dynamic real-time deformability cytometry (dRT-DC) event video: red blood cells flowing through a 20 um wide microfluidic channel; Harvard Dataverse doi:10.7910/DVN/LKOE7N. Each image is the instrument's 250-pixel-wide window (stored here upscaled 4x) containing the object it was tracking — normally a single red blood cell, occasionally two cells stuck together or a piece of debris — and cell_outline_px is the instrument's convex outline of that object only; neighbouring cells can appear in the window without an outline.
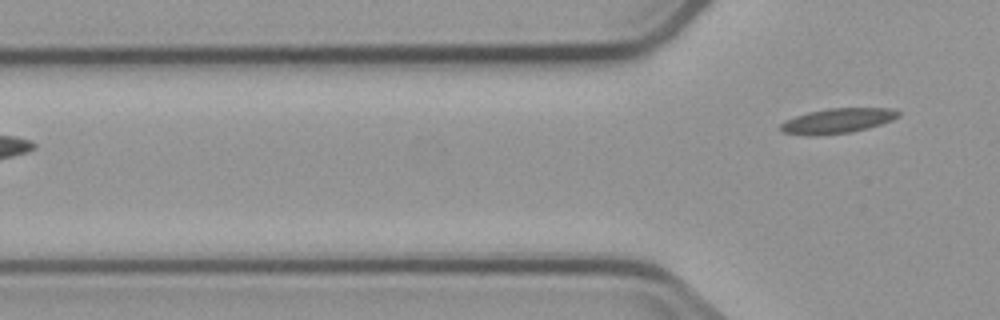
{"species": "common noctule bat (a hibernating species)", "species_latin": "Nyctalus noctula", "temperature_condition": "cold", "stored_images_in_passage": 5, "segment_of_instrument_passage": [2, 2], "camera_frame_rate_fps": 3000, "um_per_image_px": 0.085, "animal": {"sex": "male", "body_mass_g": 23.1, "forearm_length_mm": 52.7}, "frame": {"image": 1, "passage_image": 5, "time_ms": 5.0, "image_size_px": [1000, 320], "cell_outline_px": [[900, 116], [892, 120], [868, 128], [852, 132], [780, 132], [776, 128], [784, 120], [808, 112], [828, 108], [892, 108], [900, 112]], "centroid_in_image_um": [71.25, 10.2], "position_along_channel_um": 54.5, "area_um2": 16.3}}